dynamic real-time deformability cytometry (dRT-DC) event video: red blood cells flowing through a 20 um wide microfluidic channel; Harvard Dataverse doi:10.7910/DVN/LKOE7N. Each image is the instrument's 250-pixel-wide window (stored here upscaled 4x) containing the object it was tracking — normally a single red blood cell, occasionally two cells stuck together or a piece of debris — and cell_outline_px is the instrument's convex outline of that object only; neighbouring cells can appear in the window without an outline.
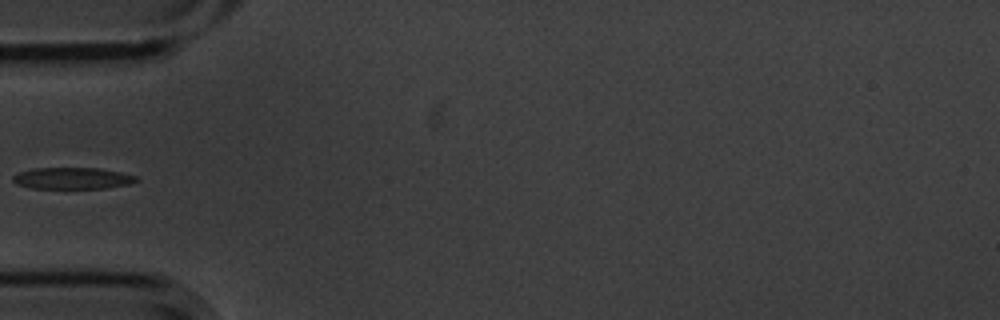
{"species": "common noctule bat (a hibernating species)", "species_latin": "Nyctalus noctula", "temperature_condition": "cold", "stored_images_in_passage": 5, "camera_frame_rate_fps": 3000, "um_per_image_px": 0.085, "animal": {"sex": "male", "body_mass_g": 20.1, "forearm_length_mm": 53.5}, "frame": {"image": 1, "passage_image": 5, "time_ms": 1.333, "image_size_px": [1000, 320], "cell_outline_px": [[140, 180], [128, 184], [104, 188], [32, 188], [16, 184], [12, 180], [12, 176], [20, 172], [32, 168], [100, 168], [120, 172], [136, 176]], "centroid_in_image_um": [6.14, 15.15], "position_along_channel_um": 78.9, "area_um2": 15.43}}